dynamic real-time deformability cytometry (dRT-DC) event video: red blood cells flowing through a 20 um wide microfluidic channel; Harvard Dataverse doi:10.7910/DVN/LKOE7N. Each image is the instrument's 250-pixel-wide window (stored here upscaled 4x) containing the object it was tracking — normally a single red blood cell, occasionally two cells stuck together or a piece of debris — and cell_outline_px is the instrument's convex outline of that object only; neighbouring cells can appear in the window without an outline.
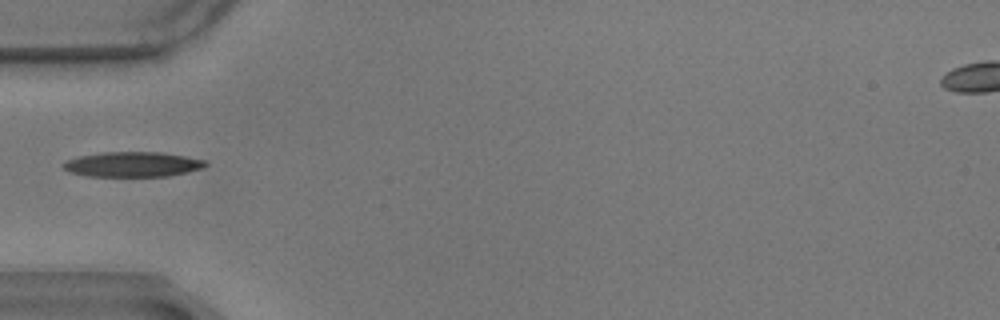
{"species": "common noctule bat (a hibernating species)", "species_latin": "Nyctalus noctula", "temperature_condition": "warm", "stored_images_in_passage": 36, "camera_frame_rate_fps": 3000, "um_per_image_px": 0.085, "animal": {"sex": "male", "body_mass_g": 17.9}, "frame": {"image": 1, "passage_image": 1, "time_ms": 0.0, "image_size_px": [1000, 320], "cell_outline_px": [[208, 164], [200, 168], [188, 172], [168, 176], [88, 176], [68, 172], [60, 164], [64, 160], [76, 156], [100, 152], [160, 152], [208, 160]], "centroid_in_image_um": [11.21, 13.96], "position_along_channel_um": 73.8, "area_um2": 20.98}}
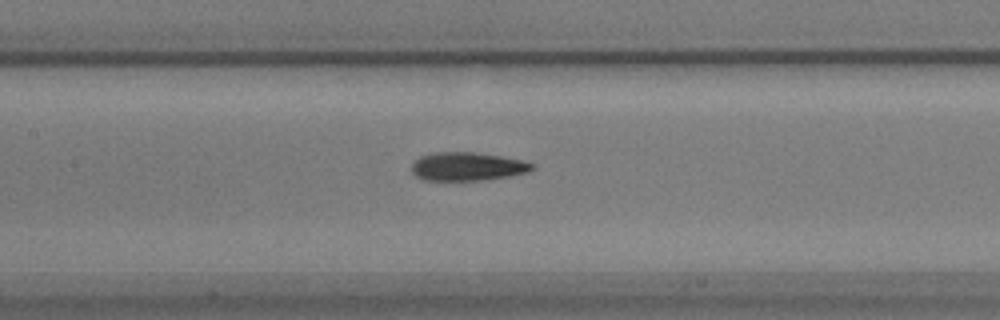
{"frame": {"image": 2, "passage_image": 9, "time_ms": 2.667, "image_size_px": [1000, 320], "cell_outline_px": [[536, 168], [528, 172], [508, 176], [480, 180], [424, 180], [416, 176], [412, 172], [412, 164], [420, 156], [432, 152], [476, 152], [524, 160], [536, 164]], "centroid_in_image_um": [39.76, 14.14], "position_along_channel_um": 167.6, "area_um2": 20.06}}
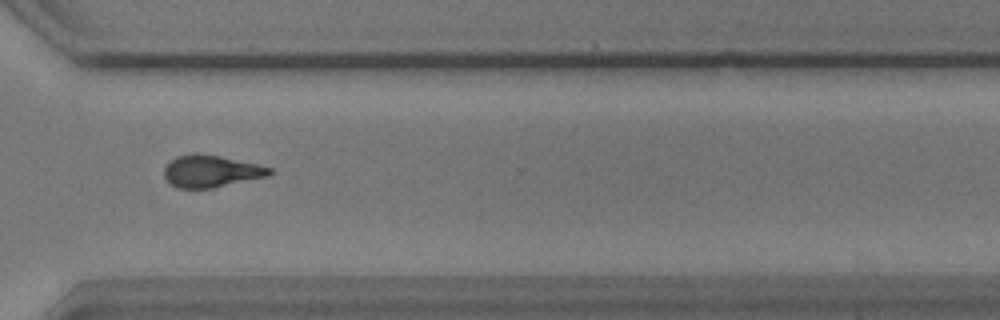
{"frame": {"image": 3, "passage_image": 25, "time_ms": 8.0, "image_size_px": [1000, 320], "cell_outline_px": [[272, 172], [268, 176], [212, 188], [176, 188], [164, 176], [164, 168], [176, 156], [192, 152], [196, 152], [220, 156], [256, 164], [272, 168]], "centroid_in_image_um": [17.92, 14.54], "position_along_channel_um": 352.7, "area_um2": 19.59}}